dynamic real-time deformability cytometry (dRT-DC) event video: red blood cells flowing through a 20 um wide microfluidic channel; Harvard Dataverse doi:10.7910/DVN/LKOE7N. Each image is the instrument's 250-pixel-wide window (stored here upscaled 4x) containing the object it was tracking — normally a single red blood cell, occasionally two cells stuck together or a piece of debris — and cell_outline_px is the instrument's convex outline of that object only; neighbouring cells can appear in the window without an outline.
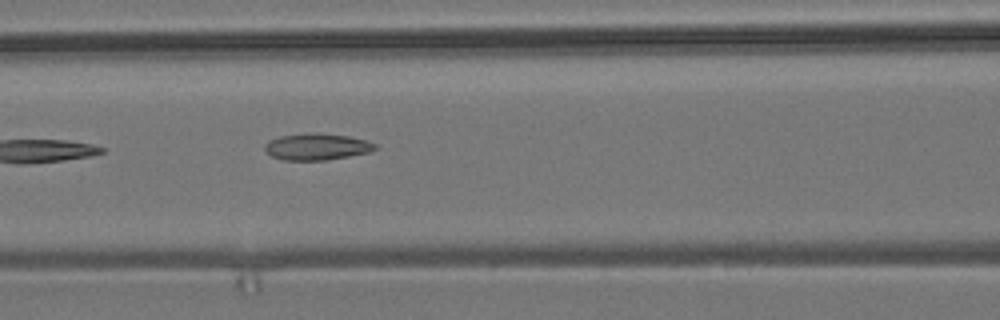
{"species": "common noctule bat (a hibernating species)", "species_latin": "Nyctalus noctula", "temperature_condition": "room temperature", "stored_images_in_passage": 5, "camera_frame_rate_fps": 3000, "um_per_image_px": 0.085, "animal": {"sex": "male", "body_mass_g": 19.2, "forearm_length_mm": 51.8}, "frame": {"image": 1, "passage_image": 5, "time_ms": 5.333, "image_size_px": [1000, 320], "cell_outline_px": [[376, 148], [368, 152], [348, 156], [324, 160], [284, 160], [272, 156], [264, 148], [264, 144], [268, 140], [280, 136], [308, 132], [316, 132], [348, 136], [368, 140], [376, 144]], "centroid_in_image_um": [26.91, 12.45], "position_along_channel_um": 139.7, "area_um2": 17.11}}